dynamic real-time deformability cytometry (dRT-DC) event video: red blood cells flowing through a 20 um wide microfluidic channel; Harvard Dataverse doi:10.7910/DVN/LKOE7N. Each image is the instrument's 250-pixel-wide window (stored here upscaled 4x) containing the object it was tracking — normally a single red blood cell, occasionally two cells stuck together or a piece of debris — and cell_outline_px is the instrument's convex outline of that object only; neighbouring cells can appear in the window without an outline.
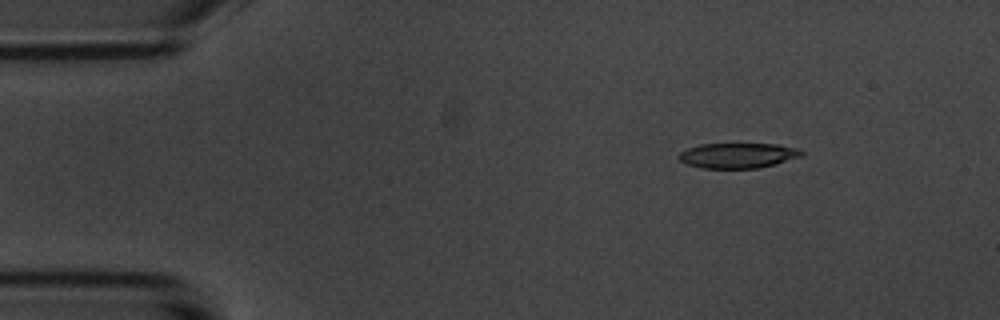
{"species": "common noctule bat (a hibernating species)", "species_latin": "Nyctalus noctula", "temperature_condition": "room temperature", "stored_images_in_passage": 4, "camera_frame_rate_fps": 3000, "um_per_image_px": 0.085, "animal": {"sex": "male", "body_mass_g": 20.1, "forearm_length_mm": 53.5}, "frame": {"image": 1, "passage_image": 2, "time_ms": 1.333, "image_size_px": [1000, 320], "cell_outline_px": [[804, 156], [756, 168], [700, 168], [688, 164], [680, 160], [676, 156], [680, 152], [688, 148], [700, 144], [776, 144], [796, 148], [804, 152]], "centroid_in_image_um": [62.69, 13.21], "position_along_channel_um": 22.3, "area_um2": 17.86}}